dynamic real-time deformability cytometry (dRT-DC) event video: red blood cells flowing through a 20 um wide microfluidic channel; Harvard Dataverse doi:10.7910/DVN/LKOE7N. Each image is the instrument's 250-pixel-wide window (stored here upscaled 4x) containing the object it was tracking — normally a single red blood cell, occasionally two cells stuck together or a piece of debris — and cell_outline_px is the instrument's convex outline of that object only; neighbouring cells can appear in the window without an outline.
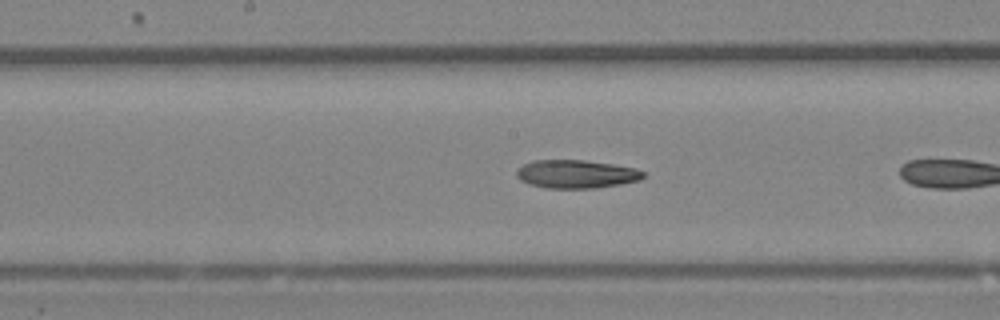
{"species": "Egyptian fruit bat (a non-hibernating species)", "species_latin": "Rousettus aegyptiacus", "temperature_condition": "room temperature", "stored_images_in_passage": 10, "camera_frame_rate_fps": 3000, "um_per_image_px": 0.085, "animal": {"sex": "female"}, "frame": {"image": 1, "passage_image": 9, "time_ms": 2.667, "image_size_px": [1000, 320], "cell_outline_px": [[644, 176], [640, 180], [620, 184], [596, 188], [548, 188], [528, 184], [520, 180], [516, 176], [516, 172], [524, 164], [532, 160], [584, 160], [612, 164], [636, 168], [644, 172]], "centroid_in_image_um": [48.98, 14.79], "position_along_channel_um": 199.2, "area_um2": 20.87}}